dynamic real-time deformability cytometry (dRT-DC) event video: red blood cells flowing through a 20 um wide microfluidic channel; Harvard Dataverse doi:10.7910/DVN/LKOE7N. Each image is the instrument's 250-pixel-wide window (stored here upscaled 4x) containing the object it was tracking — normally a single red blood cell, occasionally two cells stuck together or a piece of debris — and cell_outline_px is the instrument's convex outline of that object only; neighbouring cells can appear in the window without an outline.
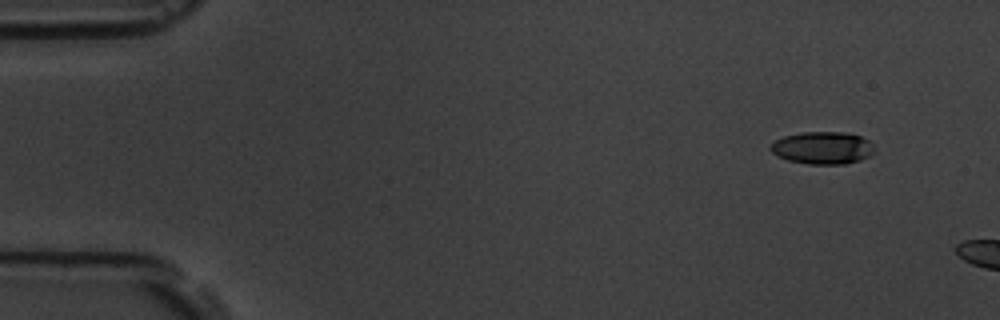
{"species": "common noctule bat (a hibernating species)", "species_latin": "Nyctalus noctula", "temperature_condition": "room temperature", "stored_images_in_passage": 3, "camera_frame_rate_fps": 3000, "um_per_image_px": 0.085, "animal": {"sex": "male", "body_mass_g": 19.5, "forearm_length_mm": 54.6}, "frame": {"image": 1, "passage_image": 1, "time_ms": 0.0, "image_size_px": [1000, 320], "cell_outline_px": [[872, 152], [868, 156], [860, 160], [844, 164], [808, 164], [788, 160], [772, 152], [768, 148], [768, 144], [784, 136], [800, 132], [844, 132], [860, 136], [868, 140], [872, 144]], "centroid_in_image_um": [69.87, 12.56], "position_along_channel_um": 15.1, "area_um2": 19.54}}